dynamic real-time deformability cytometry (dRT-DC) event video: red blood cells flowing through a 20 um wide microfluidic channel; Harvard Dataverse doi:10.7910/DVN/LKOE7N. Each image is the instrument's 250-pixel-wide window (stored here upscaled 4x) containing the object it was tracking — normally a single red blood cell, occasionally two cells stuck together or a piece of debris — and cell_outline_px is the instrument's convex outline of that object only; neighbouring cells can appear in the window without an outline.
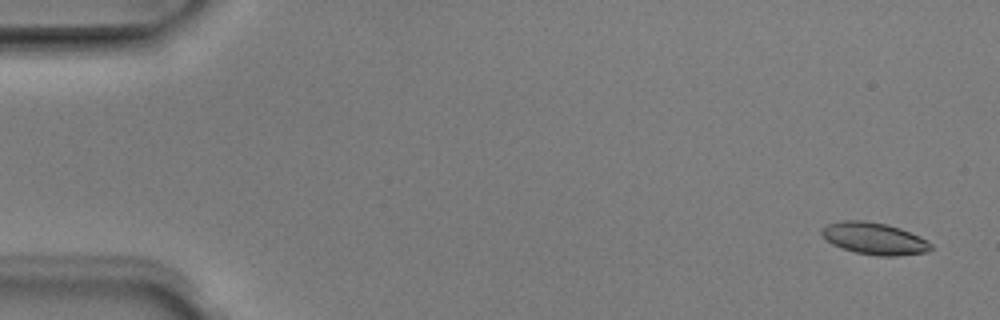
{"species": "Egyptian fruit bat (a non-hibernating species)", "species_latin": "Rousettus aegyptiacus", "temperature_condition": "room temperature", "stored_images_in_passage": 7, "camera_frame_rate_fps": 3000, "um_per_image_px": 0.085, "animal": {"sex": "male"}, "frame": {"image": 1, "passage_image": 1, "time_ms": 0.0, "image_size_px": [1000, 320], "cell_outline_px": [[932, 248], [928, 252], [896, 256], [876, 256], [856, 252], [840, 248], [832, 244], [820, 232], [820, 228], [828, 224], [844, 220], [864, 220], [888, 224], [900, 228], [920, 236], [928, 240], [932, 244]], "centroid_in_image_um": [74.33, 20.27], "position_along_channel_um": 10.7, "area_um2": 20.52}}
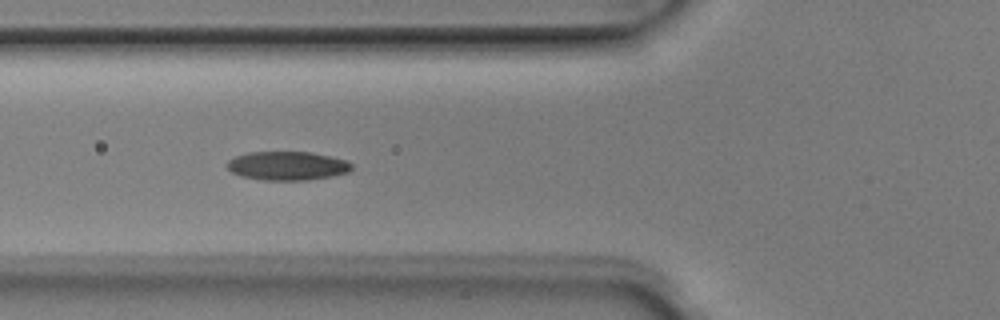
{"frame": {"image": 2, "passage_image": 6, "time_ms": 1.667, "image_size_px": [1000, 320], "cell_outline_px": [[352, 168], [348, 172], [332, 176], [308, 180], [260, 180], [240, 176], [232, 172], [224, 164], [228, 160], [236, 156], [248, 152], [312, 152], [344, 160], [352, 164]], "centroid_in_image_um": [24.37, 14.1], "position_along_channel_um": 101.4, "area_um2": 20.92}}
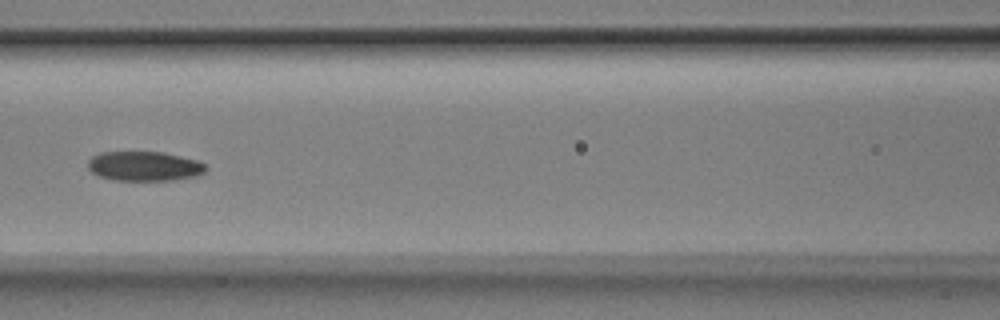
{"frame": {"image": 3, "passage_image": 7, "time_ms": 2.0, "image_size_px": [1000, 320], "cell_outline_px": [[208, 168], [204, 172], [196, 176], [172, 180], [112, 180], [100, 176], [92, 172], [88, 168], [88, 160], [92, 156], [100, 152], [160, 152], [180, 156], [196, 160], [204, 164]], "centroid_in_image_um": [12.25, 14.12], "position_along_channel_um": 154.4, "area_um2": 20.23}}